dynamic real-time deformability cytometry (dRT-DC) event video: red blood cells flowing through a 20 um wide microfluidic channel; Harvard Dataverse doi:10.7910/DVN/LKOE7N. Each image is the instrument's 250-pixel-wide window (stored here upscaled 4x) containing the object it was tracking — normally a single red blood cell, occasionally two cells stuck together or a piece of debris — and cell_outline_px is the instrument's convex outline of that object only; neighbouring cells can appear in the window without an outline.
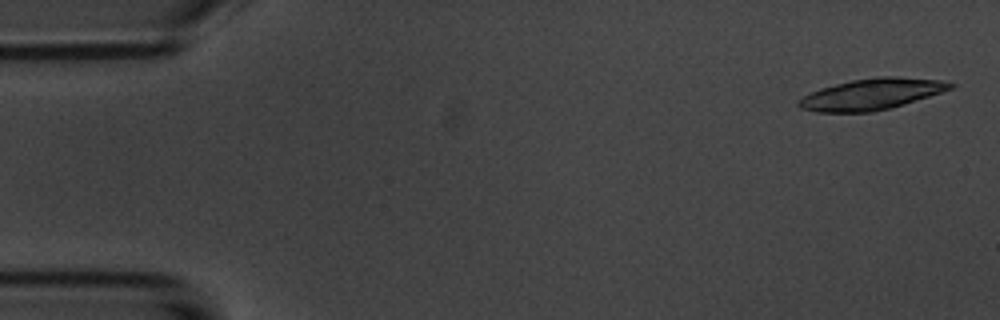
{"species": "common noctule bat (a hibernating species)", "species_latin": "Nyctalus noctula", "temperature_condition": "room temperature", "stored_images_in_passage": 9, "camera_frame_rate_fps": 3000, "um_per_image_px": 0.085, "animal": {"sex": "male", "body_mass_g": 20.1, "forearm_length_mm": 53.5}, "frame": {"image": 1, "passage_image": 1, "time_ms": 0.0, "image_size_px": [1000, 320], "cell_outline_px": [[956, 84], [952, 88], [892, 108], [872, 112], [816, 112], [800, 108], [796, 104], [804, 96], [820, 88], [852, 80], [876, 76], [896, 76], [940, 80]], "centroid_in_image_um": [74.07, 8.0], "position_along_channel_um": 10.9, "area_um2": 27.34}}